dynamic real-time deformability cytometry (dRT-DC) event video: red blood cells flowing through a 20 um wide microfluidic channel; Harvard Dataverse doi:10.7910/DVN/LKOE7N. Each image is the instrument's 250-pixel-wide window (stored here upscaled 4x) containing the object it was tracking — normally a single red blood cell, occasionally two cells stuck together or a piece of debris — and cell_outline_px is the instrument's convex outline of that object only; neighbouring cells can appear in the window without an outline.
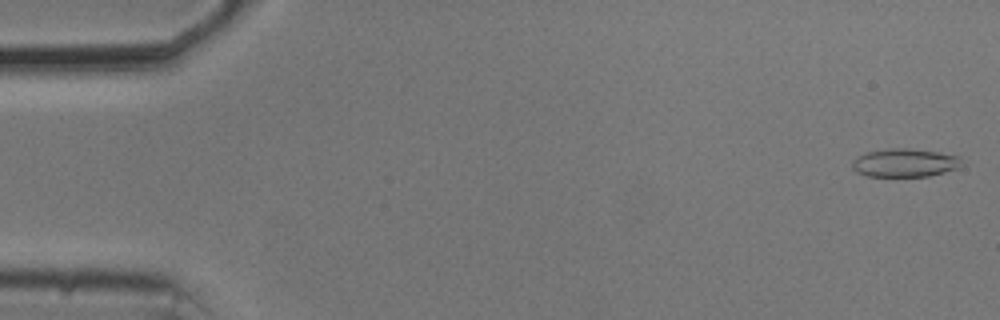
{"species": "common noctule bat (a hibernating species)", "species_latin": "Nyctalus noctula", "temperature_condition": "cold", "stored_images_in_passage": 14, "camera_frame_rate_fps": 3000, "um_per_image_px": 0.085, "animal": {"sex": "male", "body_mass_g": 20.5, "forearm_length_mm": 52.5}, "frame": {"image": 1, "passage_image": 1, "time_ms": 0.0, "image_size_px": [1000, 320], "cell_outline_px": [[964, 164], [956, 168], [944, 172], [928, 176], [868, 176], [856, 172], [852, 168], [852, 160], [868, 152], [892, 148], [908, 148], [936, 152], [960, 156]], "centroid_in_image_um": [76.92, 13.84], "position_along_channel_um": 8.1, "area_um2": 17.92}}